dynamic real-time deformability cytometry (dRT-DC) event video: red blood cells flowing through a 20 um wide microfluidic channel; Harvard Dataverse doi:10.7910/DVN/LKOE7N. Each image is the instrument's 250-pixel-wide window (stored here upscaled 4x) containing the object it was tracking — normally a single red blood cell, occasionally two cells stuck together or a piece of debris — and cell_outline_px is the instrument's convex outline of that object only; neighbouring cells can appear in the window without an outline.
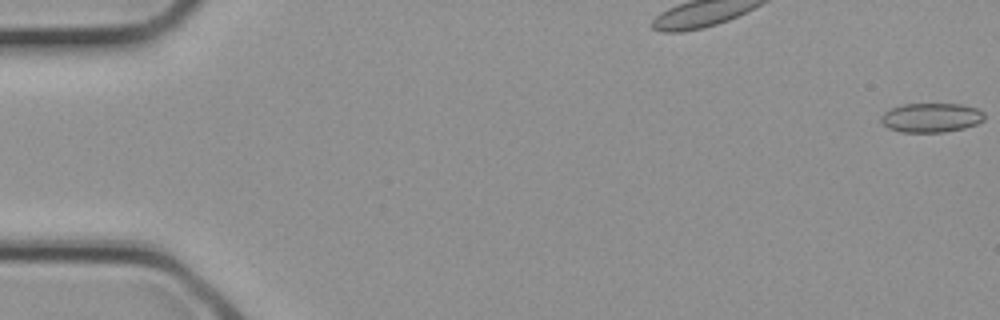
{"species": "common noctule bat (a hibernating species)", "species_latin": "Nyctalus noctula", "temperature_condition": "cold", "stored_images_in_passage": 32, "camera_frame_rate_fps": 3000, "um_per_image_px": 0.085, "animal": {"sex": "female", "body_mass_g": 21.9}, "frame": {"image": 1, "passage_image": 1, "time_ms": 0.0, "image_size_px": [1000, 320], "cell_outline_px": [[984, 120], [976, 124], [964, 128], [944, 132], [900, 132], [888, 128], [880, 120], [880, 116], [884, 112], [900, 104], [960, 104], [976, 108], [984, 112]], "centroid_in_image_um": [79.14, 10.0], "position_along_channel_um": 5.9, "area_um2": 17.69}}
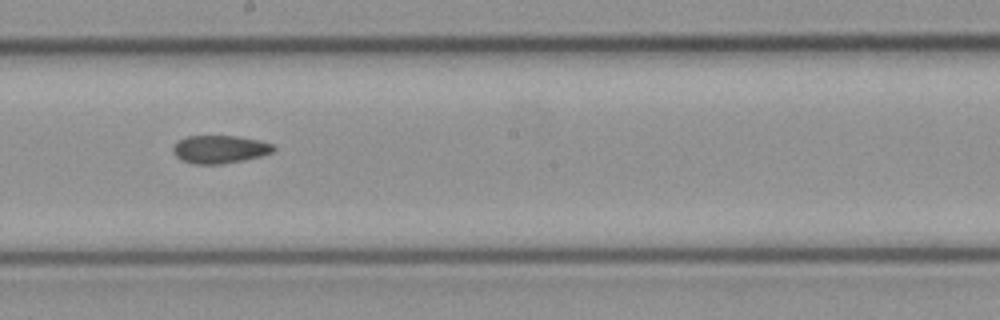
{"frame": {"image": 2, "passage_image": 18, "time_ms": 5.667, "image_size_px": [1000, 320], "cell_outline_px": [[276, 148], [272, 152], [260, 156], [244, 160], [224, 164], [192, 164], [180, 160], [172, 152], [172, 148], [180, 140], [188, 136], [236, 136], [260, 140], [272, 144]], "centroid_in_image_um": [18.67, 12.7], "position_along_channel_um": 229.5, "area_um2": 16.42}}
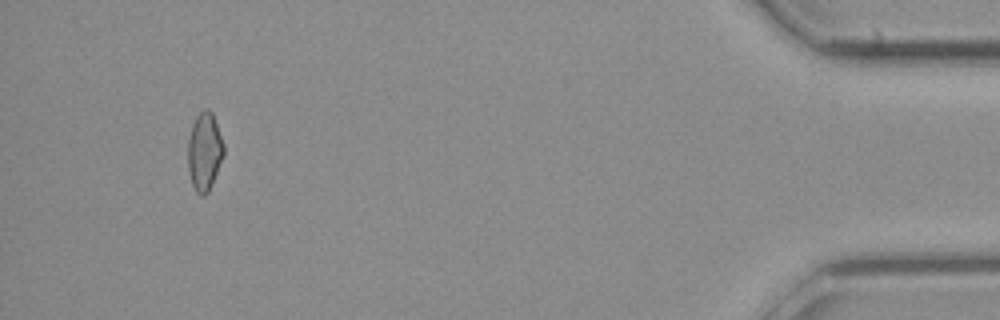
{"frame": {"image": 3, "passage_image": 30, "time_ms": 9.667, "image_size_px": [1000, 320], "cell_outline_px": [[224, 156], [208, 192], [204, 196], [200, 196], [196, 192], [192, 184], [188, 168], [188, 140], [192, 124], [196, 116], [204, 108], [208, 108], [212, 112], [224, 144]], "centroid_in_image_um": [17.38, 12.87], "position_along_channel_um": 417.8, "area_um2": 16.36}}